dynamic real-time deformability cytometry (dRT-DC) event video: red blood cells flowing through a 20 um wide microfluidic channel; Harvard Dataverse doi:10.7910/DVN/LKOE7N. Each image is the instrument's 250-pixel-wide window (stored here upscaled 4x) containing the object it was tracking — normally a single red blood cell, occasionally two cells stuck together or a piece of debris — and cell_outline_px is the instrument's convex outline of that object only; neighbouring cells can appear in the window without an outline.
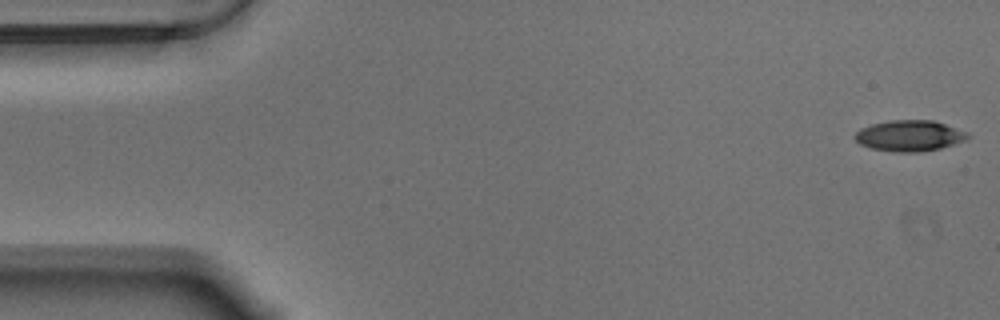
{"species": "Egyptian fruit bat (a non-hibernating species)", "species_latin": "Rousettus aegyptiacus", "temperature_condition": "warm", "stored_images_in_passage": 9, "camera_frame_rate_fps": 3000, "um_per_image_px": 0.085, "animal": {"sex": "male"}, "frame": {"image": 1, "passage_image": 1, "time_ms": 0.0, "image_size_px": [1000, 320], "cell_outline_px": [[972, 136], [964, 140], [940, 148], [920, 152], [896, 152], [872, 148], [860, 144], [852, 136], [860, 128], [872, 124], [888, 120], [932, 120], [968, 132]], "centroid_in_image_um": [77.28, 11.53], "position_along_channel_um": 7.7, "area_um2": 20.29}}